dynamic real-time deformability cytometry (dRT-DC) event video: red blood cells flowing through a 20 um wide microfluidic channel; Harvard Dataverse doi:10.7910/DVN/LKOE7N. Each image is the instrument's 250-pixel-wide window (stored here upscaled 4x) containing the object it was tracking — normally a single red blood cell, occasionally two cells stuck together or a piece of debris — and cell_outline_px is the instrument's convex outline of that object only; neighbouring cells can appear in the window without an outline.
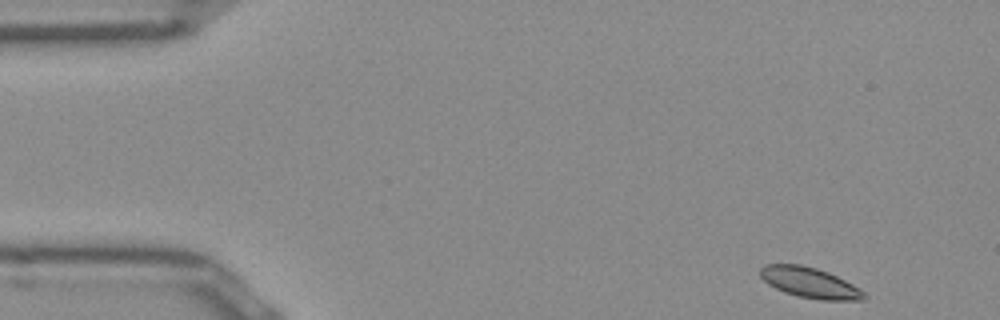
{"species": "Egyptian fruit bat (a non-hibernating species)", "species_latin": "Rousettus aegyptiacus", "temperature_condition": "room temperature", "stored_images_in_passage": 48, "camera_frame_rate_fps": 3000, "um_per_image_px": 0.085, "frame": {"image": 1, "passage_image": 1, "time_ms": 0.0, "image_size_px": [1000, 320], "cell_outline_px": [[864, 300], [820, 300], [796, 296], [784, 292], [768, 284], [760, 276], [760, 268], [764, 264], [800, 264], [816, 268], [828, 272], [860, 288], [864, 292]], "centroid_in_image_um": [68.8, 24.02], "position_along_channel_um": 16.2, "area_um2": 18.38}}
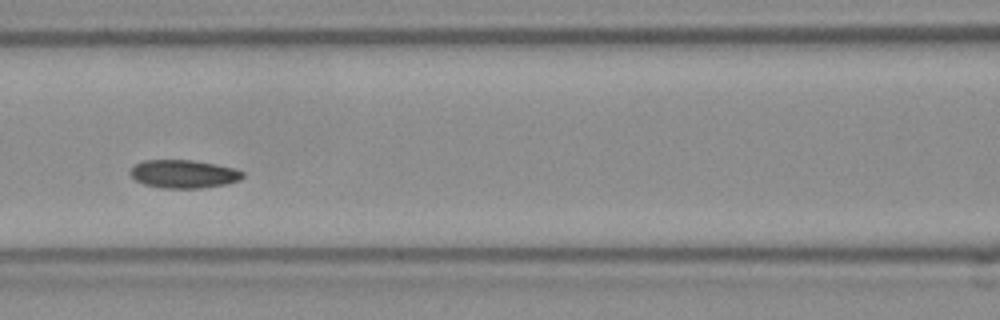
{"frame": {"image": 2, "passage_image": 19, "time_ms": 6.0, "image_size_px": [1000, 320], "cell_outline_px": [[244, 176], [240, 180], [228, 184], [200, 188], [160, 188], [144, 184], [136, 180], [128, 172], [136, 164], [144, 160], [192, 160], [216, 164], [236, 168], [244, 172]], "centroid_in_image_um": [15.64, 14.79], "position_along_channel_um": 151.0, "area_um2": 18.61}}
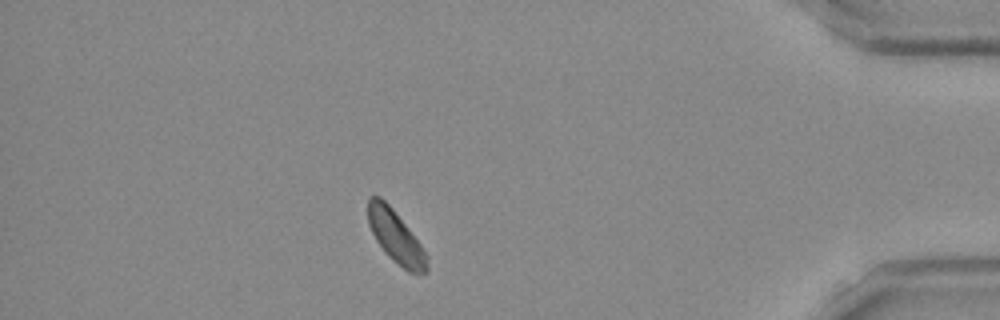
{"frame": {"image": 3, "passage_image": 42, "time_ms": 13.667, "image_size_px": [1000, 320], "cell_outline_px": [[428, 272], [408, 272], [392, 260], [384, 252], [376, 240], [368, 224], [368, 196], [380, 196], [392, 208], [420, 244], [428, 256]], "centroid_in_image_um": [33.62, 20.13], "position_along_channel_um": 401.6, "area_um2": 17.8}, "authors_computed_cell_mechanics": {"area_um2": 18.4382, "velocity_mm_per_s": 3.8787, "shape_relaxation_time_tau1_ms": 3.5814, "shape_relaxation_time_tau2_ms": null, "deformation_change_tau1": 0.0714, "deformation_change_tau2": null}}